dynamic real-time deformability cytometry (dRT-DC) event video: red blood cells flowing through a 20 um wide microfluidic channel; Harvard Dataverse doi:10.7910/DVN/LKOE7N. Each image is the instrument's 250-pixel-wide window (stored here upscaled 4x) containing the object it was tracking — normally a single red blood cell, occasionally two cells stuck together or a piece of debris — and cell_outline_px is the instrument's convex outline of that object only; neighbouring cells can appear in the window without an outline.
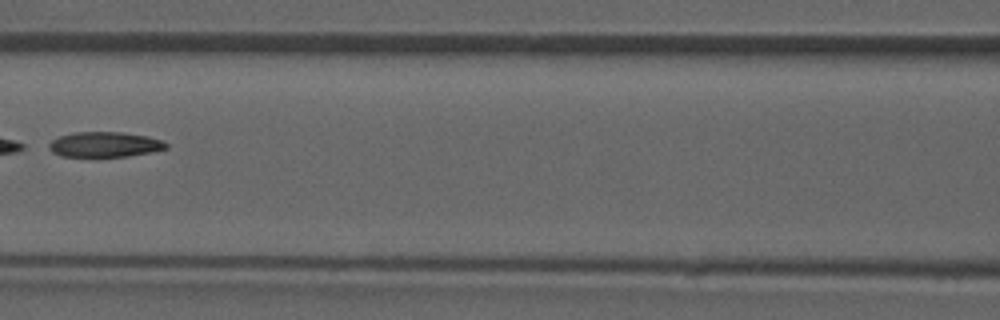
{"species": "common noctule bat (a hibernating species)", "species_latin": "Nyctalus noctula", "temperature_condition": "room temperature", "stored_images_in_passage": 8, "camera_frame_rate_fps": 3000, "um_per_image_px": 0.085, "animal": {"sex": "male", "forearm_length_mm": 52.5}, "frame": {"image": 1, "passage_image": 7, "time_ms": 7.333, "image_size_px": [1000, 320], "cell_outline_px": [[168, 148], [152, 152], [128, 156], [60, 156], [52, 152], [48, 148], [48, 144], [52, 140], [60, 136], [72, 132], [124, 132], [148, 136], [164, 140], [168, 144]], "centroid_in_image_um": [8.92, 12.27], "position_along_channel_um": 157.7, "area_um2": 17.34}}